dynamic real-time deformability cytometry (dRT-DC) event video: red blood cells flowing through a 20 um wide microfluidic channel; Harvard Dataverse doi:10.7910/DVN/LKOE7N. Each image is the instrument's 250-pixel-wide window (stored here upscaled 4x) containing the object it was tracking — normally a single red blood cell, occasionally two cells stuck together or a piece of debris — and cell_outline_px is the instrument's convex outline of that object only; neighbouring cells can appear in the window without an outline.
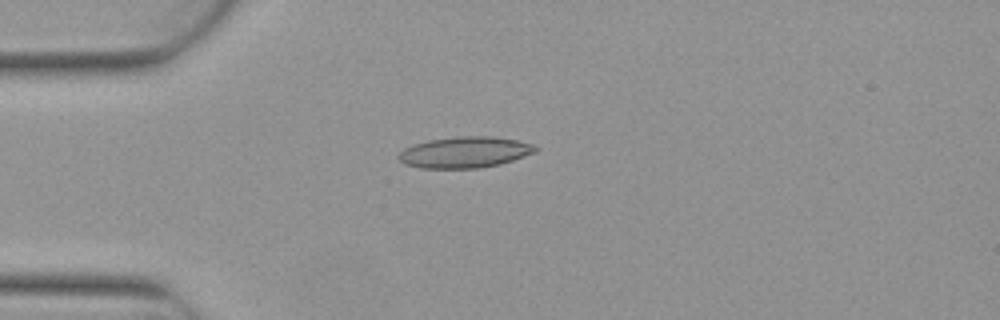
{"species": "Egyptian fruit bat (a non-hibernating species)", "species_latin": "Rousettus aegyptiacus", "temperature_condition": "warm", "stored_images_in_passage": 6, "camera_frame_rate_fps": 3000, "um_per_image_px": 0.085, "animal": {"sex": "female"}, "frame": {"image": 1, "passage_image": 3, "time_ms": 0.667, "image_size_px": [1000, 320], "cell_outline_px": [[540, 148], [536, 152], [500, 164], [476, 168], [420, 168], [404, 164], [396, 156], [404, 148], [428, 140], [456, 136], [492, 136], [516, 140], [532, 144]], "centroid_in_image_um": [39.5, 12.94], "position_along_channel_um": 45.5, "area_um2": 24.8}}
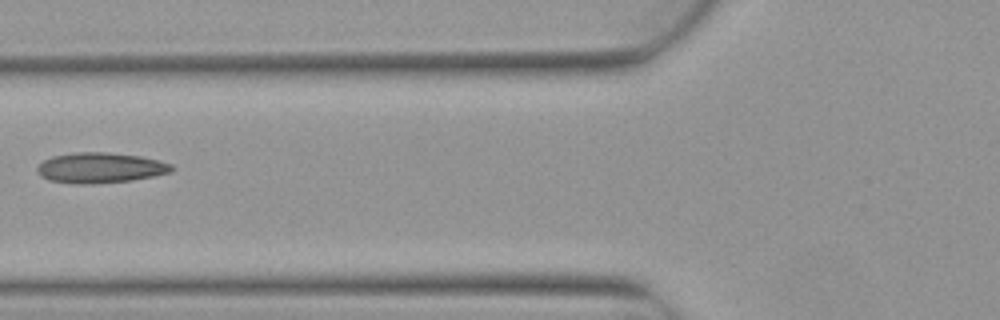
{"frame": {"image": 2, "passage_image": 5, "time_ms": 1.333, "image_size_px": [1000, 320], "cell_outline_px": [[176, 168], [172, 172], [132, 180], [92, 184], [80, 184], [48, 180], [40, 176], [36, 172], [36, 168], [44, 160], [52, 156], [72, 152], [108, 152], [140, 156], [160, 160], [172, 164]], "centroid_in_image_um": [8.53, 14.26], "position_along_channel_um": 117.3, "area_um2": 24.04}}
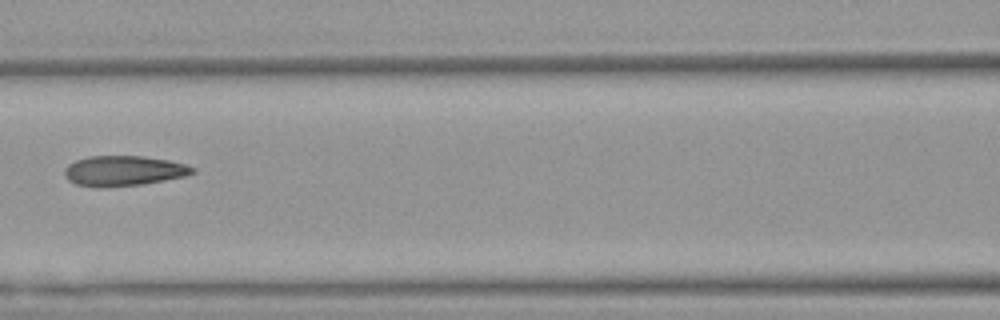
{"frame": {"image": 3, "passage_image": 6, "time_ms": 1.667, "image_size_px": [1000, 320], "cell_outline_px": [[196, 172], [184, 176], [144, 184], [100, 188], [96, 188], [76, 184], [68, 180], [64, 176], [64, 168], [68, 164], [76, 160], [88, 156], [144, 156], [168, 160], [184, 164], [196, 168]], "centroid_in_image_um": [10.47, 14.53], "position_along_channel_um": 156.1, "area_um2": 22.72}}